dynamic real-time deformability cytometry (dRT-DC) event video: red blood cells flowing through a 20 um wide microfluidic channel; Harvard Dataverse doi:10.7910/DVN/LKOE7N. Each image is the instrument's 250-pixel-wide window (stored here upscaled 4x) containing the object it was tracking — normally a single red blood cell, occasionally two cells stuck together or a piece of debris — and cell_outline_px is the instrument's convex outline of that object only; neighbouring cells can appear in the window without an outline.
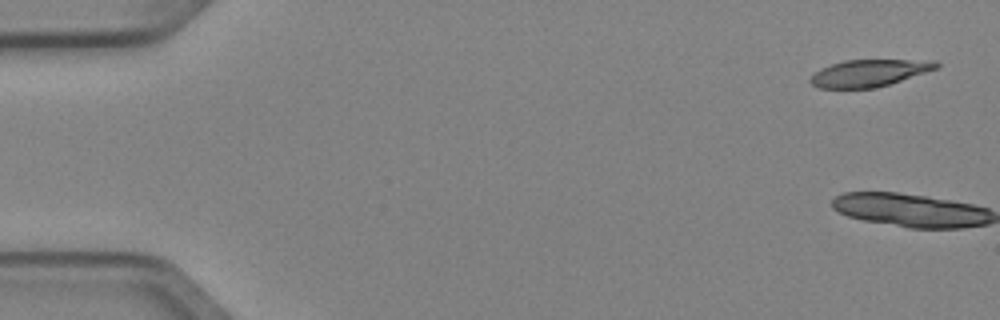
{"species": "Egyptian fruit bat (a non-hibernating species)", "species_latin": "Rousettus aegyptiacus", "temperature_condition": "cold", "stored_images_in_passage": 5, "camera_frame_rate_fps": 3000, "um_per_image_px": 0.085, "animal": {"sex": "female"}, "frame": {"image": 1, "passage_image": 1, "time_ms": 0.0, "image_size_px": [1000, 320], "cell_outline_px": [[940, 64], [936, 68], [876, 88], [820, 88], [812, 84], [808, 80], [820, 68], [844, 60], [936, 60]], "centroid_in_image_um": [73.84, 6.2], "position_along_channel_um": 11.2, "area_um2": 19.48}}
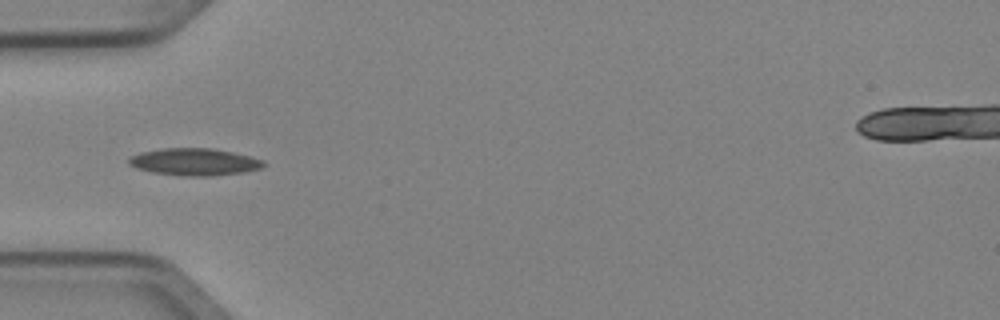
{"frame": {"image": 2, "passage_image": 5, "time_ms": 1.333, "image_size_px": [1000, 320], "cell_outline_px": [[268, 164], [260, 168], [244, 172], [212, 176], [184, 176], [152, 172], [136, 168], [128, 164], [128, 160], [132, 156], [140, 152], [164, 148], [212, 148], [232, 152], [264, 160]], "centroid_in_image_um": [16.53, 13.76], "position_along_channel_um": 68.5, "area_um2": 21.33}}